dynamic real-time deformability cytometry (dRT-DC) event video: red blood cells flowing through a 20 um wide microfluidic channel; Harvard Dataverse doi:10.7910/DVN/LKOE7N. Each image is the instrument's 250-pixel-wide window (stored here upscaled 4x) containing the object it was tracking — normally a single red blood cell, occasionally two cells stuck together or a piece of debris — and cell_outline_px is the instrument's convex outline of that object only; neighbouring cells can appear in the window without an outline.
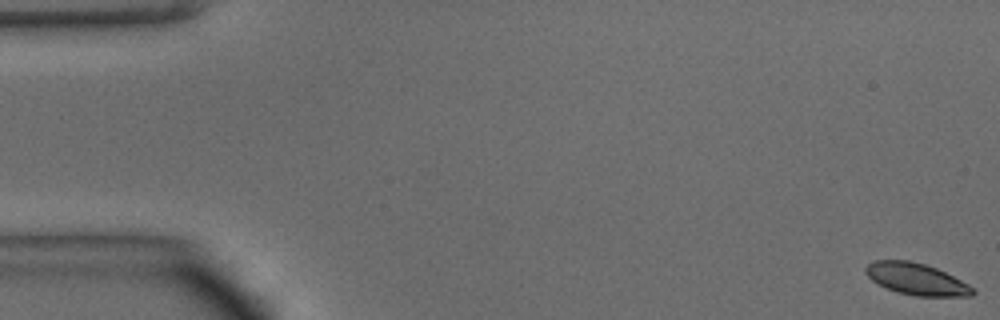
{"species": "common noctule bat (a hibernating species)", "species_latin": "Nyctalus noctula", "temperature_condition": "warm", "stored_images_in_passage": 50, "camera_frame_rate_fps": 3000, "um_per_image_px": 0.085, "animal": {"sex": "male", "body_mass_g": 15.6}, "frame": {"image": 1, "passage_image": 1, "time_ms": 0.0, "image_size_px": [1000, 320], "cell_outline_px": [[976, 292], [972, 296], [916, 296], [900, 292], [888, 288], [872, 280], [864, 272], [864, 268], [872, 260], [908, 260], [924, 264], [936, 268], [968, 284]], "centroid_in_image_um": [77.88, 23.71], "position_along_channel_um": 7.1, "area_um2": 19.48}}
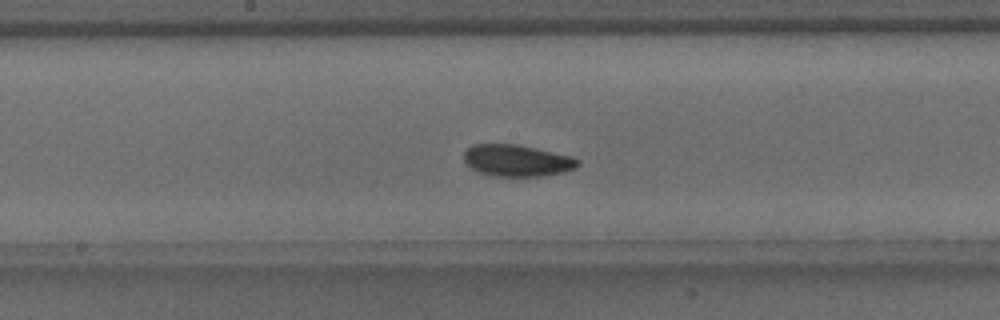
{"frame": {"image": 2, "passage_image": 26, "time_ms": 8.333, "image_size_px": [1000, 320], "cell_outline_px": [[580, 164], [576, 168], [564, 172], [540, 176], [492, 176], [480, 172], [472, 168], [464, 160], [464, 152], [472, 144], [516, 144], [536, 148], [572, 156], [580, 160]], "centroid_in_image_um": [43.97, 13.64], "position_along_channel_um": 204.2, "area_um2": 21.04}}
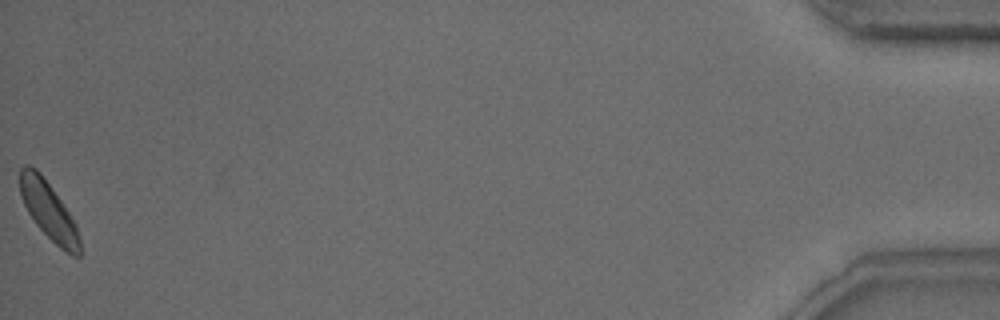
{"frame": {"image": 3, "passage_image": 50, "time_ms": 16.333, "image_size_px": [1000, 320], "cell_outline_px": [[80, 256], [72, 256], [64, 252], [36, 224], [28, 212], [24, 204], [20, 192], [20, 168], [24, 164], [28, 164], [36, 168], [40, 172], [52, 188], [76, 224], [80, 236]], "centroid_in_image_um": [4.14, 17.91], "position_along_channel_um": 431.1, "area_um2": 19.94}, "authors_computed_cell_mechanics": {"area_um2": 20.4612, "velocity_mm_per_s": 4.0837, "shape_relaxation_time_tau1_ms": 5.3968, "shape_relaxation_time_tau2_ms": 7.0204, "deformation_change_tau1": 0.1317, "deformation_change_tau2": 0.1052}}